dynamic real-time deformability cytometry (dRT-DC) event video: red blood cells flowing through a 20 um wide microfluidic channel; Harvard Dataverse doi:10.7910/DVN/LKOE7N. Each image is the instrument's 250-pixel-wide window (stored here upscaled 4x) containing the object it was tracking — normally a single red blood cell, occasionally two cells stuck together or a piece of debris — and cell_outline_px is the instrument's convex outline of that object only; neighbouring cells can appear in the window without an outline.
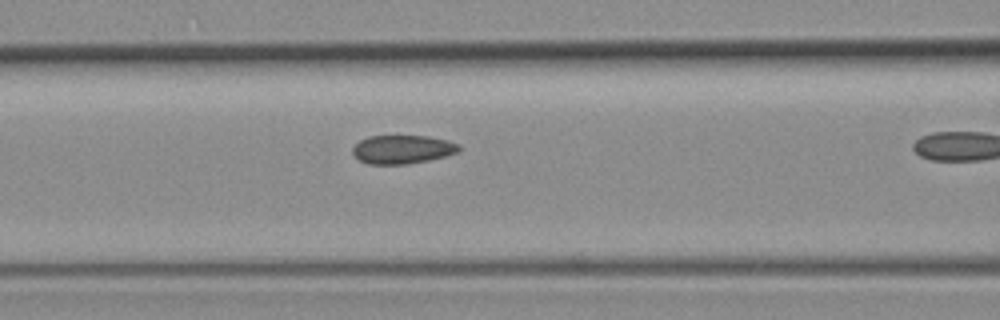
{"species": "common noctule bat (a hibernating species)", "species_latin": "Nyctalus noctula", "temperature_condition": "room temperature", "stored_images_in_passage": 25, "camera_frame_rate_fps": 3000, "um_per_image_px": 0.085, "animal": {"sex": "female", "body_mass_g": 19.3, "forearm_length_mm": 54.1}, "frame": {"image": 1, "passage_image": 18, "time_ms": 5.667, "image_size_px": [1000, 320], "cell_outline_px": [[460, 152], [428, 160], [408, 164], [368, 164], [352, 156], [352, 148], [360, 140], [368, 136], [428, 136], [448, 140], [460, 144]], "centroid_in_image_um": [34.2, 12.7], "position_along_channel_um": 132.4, "area_um2": 17.86}}